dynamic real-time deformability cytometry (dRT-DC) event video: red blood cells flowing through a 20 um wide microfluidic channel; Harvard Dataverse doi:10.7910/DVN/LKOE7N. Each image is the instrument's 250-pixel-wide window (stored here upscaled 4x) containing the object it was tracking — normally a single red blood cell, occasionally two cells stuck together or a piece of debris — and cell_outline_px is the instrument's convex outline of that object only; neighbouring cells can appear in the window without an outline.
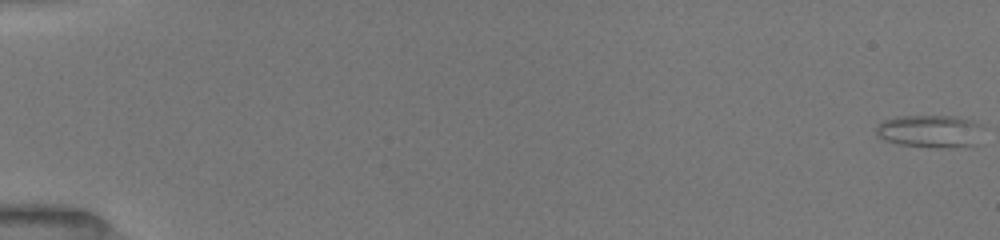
{"species": "common noctule bat (a hibernating species)", "species_latin": "Nyctalus noctula", "temperature_condition": "room temperature", "stored_images_in_passage": 53, "camera_frame_rate_fps": 3000, "um_per_image_px": 0.085, "animal": {"sex": "female", "body_mass_g": 19.5, "forearm_length_mm": 54.1}, "frame": {"image": 1, "passage_image": 1, "time_ms": 0.0, "image_size_px": [1000, 240], "cell_outline_px": [[984, 124], [976, 144], [952, 148], [936, 148], [900, 144], [884, 140], [876, 136], [876, 128], [884, 120], [896, 116], [956, 116], [972, 120]], "centroid_in_image_um": [79.08, 11.15], "position_along_channel_um": 5.9, "area_um2": 20.63}}
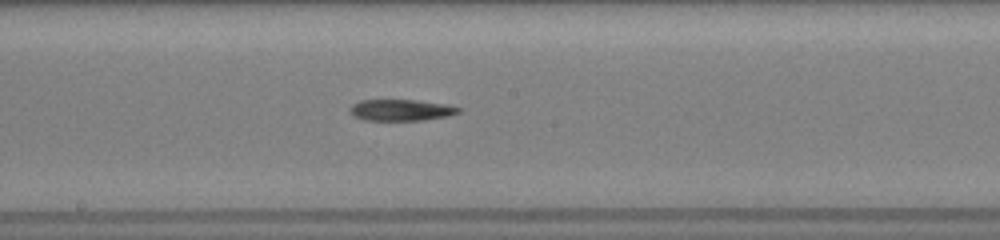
{"frame": {"image": 2, "passage_image": 30, "time_ms": 9.667, "image_size_px": [1000, 240], "cell_outline_px": [[460, 112], [448, 116], [424, 120], [364, 120], [352, 116], [348, 112], [352, 104], [360, 100], [416, 100], [448, 104], [460, 108]], "centroid_in_image_um": [34.06, 9.35], "position_along_channel_um": 214.1, "area_um2": 13.64}}
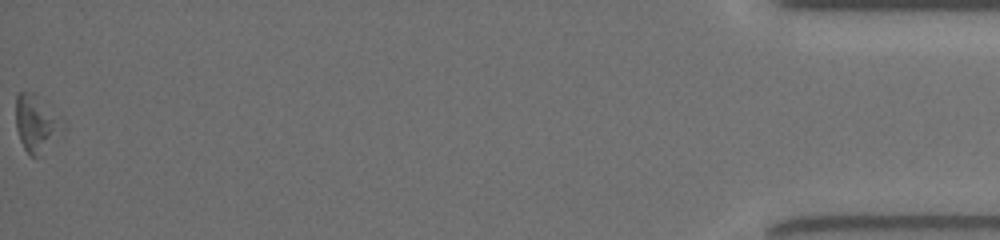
{"frame": {"image": 3, "passage_image": 53, "time_ms": 17.333, "image_size_px": [1000, 240], "cell_outline_px": [[68, 128], [36, 160], [24, 148], [20, 140], [16, 128], [16, 96], [20, 92], [32, 92]], "centroid_in_image_um": [3.09, 10.57], "position_along_channel_um": 432.1, "area_um2": 15.37}}